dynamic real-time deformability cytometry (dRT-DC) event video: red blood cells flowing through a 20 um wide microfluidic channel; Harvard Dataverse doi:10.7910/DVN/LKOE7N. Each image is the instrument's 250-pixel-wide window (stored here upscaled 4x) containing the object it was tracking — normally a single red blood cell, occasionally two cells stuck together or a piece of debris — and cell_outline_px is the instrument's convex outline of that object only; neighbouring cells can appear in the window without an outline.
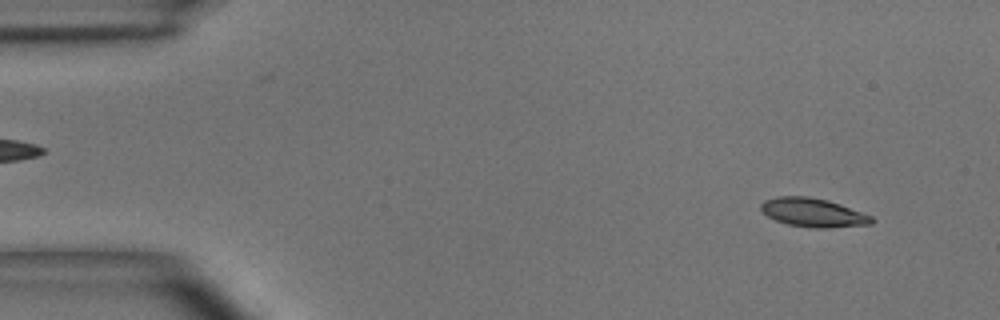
{"species": "common noctule bat (a hibernating species)", "species_latin": "Nyctalus noctula", "temperature_condition": "room temperature", "stored_images_in_passage": 51, "camera_frame_rate_fps": 3000, "um_per_image_px": 0.085, "animal": {"sex": "male", "body_mass_g": 15.6}, "frame": {"image": 1, "passage_image": 4, "time_ms": 1.0, "image_size_px": [1000, 320], "cell_outline_px": [[876, 220], [872, 224], [828, 228], [812, 228], [788, 224], [776, 220], [768, 216], [760, 208], [760, 204], [764, 200], [776, 196], [808, 196], [828, 200], [840, 204], [872, 216]], "centroid_in_image_um": [69.13, 18.06], "position_along_channel_um": 15.9, "area_um2": 18.61}}
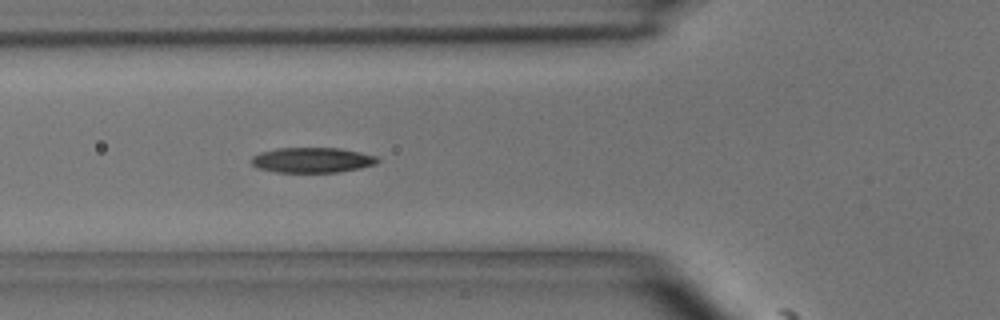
{"frame": {"image": 2, "passage_image": 18, "time_ms": 5.667, "image_size_px": [1000, 320], "cell_outline_px": [[380, 160], [376, 164], [360, 168], [340, 172], [276, 172], [256, 168], [252, 164], [252, 156], [260, 152], [276, 148], [340, 148], [360, 152], [376, 156]], "centroid_in_image_um": [26.53, 13.6], "position_along_channel_um": 99.3, "area_um2": 18.61}}
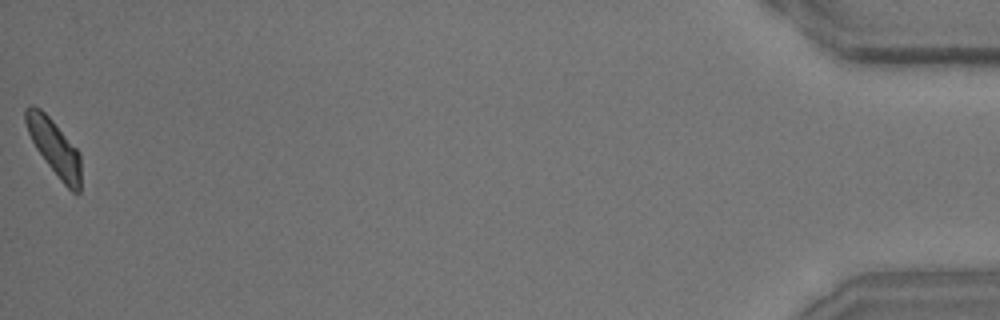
{"frame": {"image": 3, "passage_image": 51, "time_ms": 16.667, "image_size_px": [1000, 320], "cell_outline_px": [[80, 192], [76, 196], [60, 180], [36, 148], [28, 132], [24, 120], [24, 108], [32, 104], [40, 108], [52, 120], [80, 152]], "centroid_in_image_um": [4.61, 12.52], "position_along_channel_um": 430.6, "area_um2": 17.86}, "authors_computed_cell_mechanics": {"area_um2": 18.3226, "velocity_mm_per_s": 3.8877, "shape_relaxation_time_tau1_ms": 3.8824, "shape_relaxation_time_tau2_ms": 4.561, "deformation_change_tau1": 0.128, "deformation_change_tau2": 0.111}}